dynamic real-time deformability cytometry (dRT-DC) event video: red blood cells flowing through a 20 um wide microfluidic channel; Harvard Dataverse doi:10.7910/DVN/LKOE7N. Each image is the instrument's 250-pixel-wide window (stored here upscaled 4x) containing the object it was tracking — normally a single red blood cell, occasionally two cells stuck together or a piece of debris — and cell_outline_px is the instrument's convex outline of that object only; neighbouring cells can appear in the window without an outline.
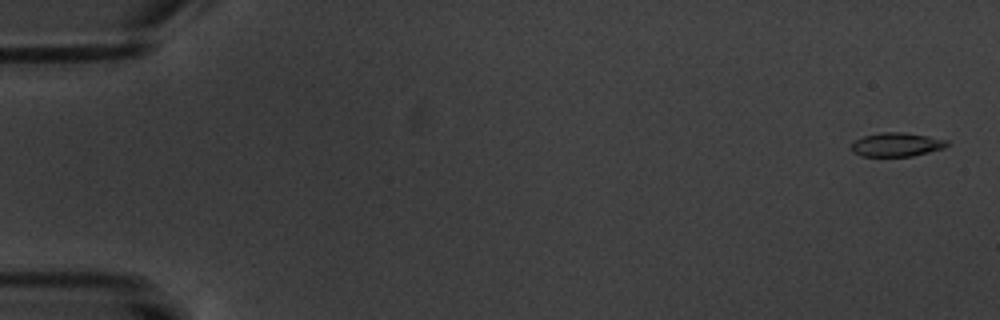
{"species": "common noctule bat (a hibernating species)", "species_latin": "Nyctalus noctula", "temperature_condition": "warm", "stored_images_in_passage": 5, "camera_frame_rate_fps": 3000, "um_per_image_px": 0.085, "animal": {"sex": "male", "body_mass_g": 20.1, "forearm_length_mm": 53.5}, "frame": {"image": 1, "passage_image": 1, "time_ms": 0.0, "image_size_px": [1000, 320], "cell_outline_px": [[948, 144], [944, 148], [912, 156], [860, 156], [852, 152], [852, 144], [856, 140], [864, 136], [880, 132], [904, 132], [928, 136], [948, 140]], "centroid_in_image_um": [76.21, 12.29], "position_along_channel_um": 8.8, "area_um2": 13.24}}
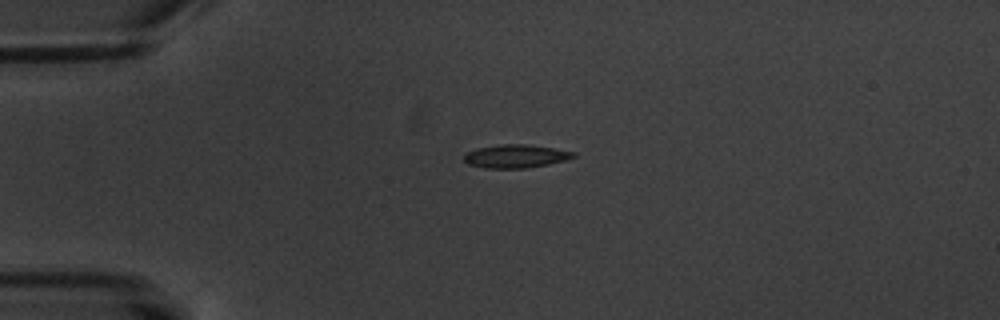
{"frame": {"image": 2, "passage_image": 4, "time_ms": 4.333, "image_size_px": [1000, 320], "cell_outline_px": [[576, 156], [564, 160], [548, 164], [528, 168], [484, 168], [468, 164], [464, 160], [464, 152], [476, 148], [500, 144], [528, 144], [576, 152]], "centroid_in_image_um": [43.79, 13.27], "position_along_channel_um": 41.2, "area_um2": 14.91}}